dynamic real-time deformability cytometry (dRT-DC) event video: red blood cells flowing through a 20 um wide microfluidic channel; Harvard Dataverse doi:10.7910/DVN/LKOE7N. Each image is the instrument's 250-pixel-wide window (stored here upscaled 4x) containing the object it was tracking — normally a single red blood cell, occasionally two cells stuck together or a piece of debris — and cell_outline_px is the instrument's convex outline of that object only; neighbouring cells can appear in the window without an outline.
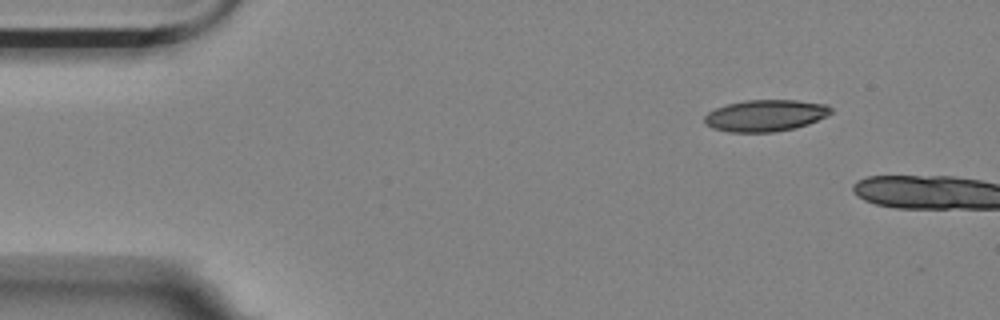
{"species": "Egyptian fruit bat (a non-hibernating species)", "species_latin": "Rousettus aegyptiacus", "temperature_condition": "room temperature", "stored_images_in_passage": 4, "camera_frame_rate_fps": 3000, "um_per_image_px": 0.085, "animal": {"sex": "female"}, "frame": {"image": 1, "passage_image": 1, "time_ms": 0.0, "image_size_px": [1000, 320], "cell_outline_px": [[832, 112], [808, 124], [796, 128], [772, 132], [728, 132], [712, 128], [704, 124], [704, 116], [708, 112], [716, 108], [728, 104], [748, 100], [796, 100], [824, 104], [832, 108]], "centroid_in_image_um": [65.02, 9.83], "position_along_channel_um": 20.0, "area_um2": 23.18}}